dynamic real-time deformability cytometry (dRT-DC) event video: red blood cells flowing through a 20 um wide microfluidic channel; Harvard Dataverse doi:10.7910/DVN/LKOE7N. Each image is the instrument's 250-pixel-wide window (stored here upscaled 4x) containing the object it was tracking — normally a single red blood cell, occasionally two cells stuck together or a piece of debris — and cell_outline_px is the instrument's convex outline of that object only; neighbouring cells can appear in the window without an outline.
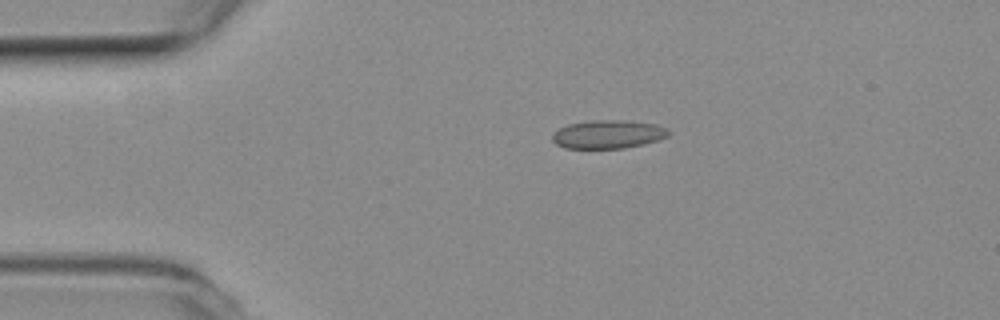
{"species": "common noctule bat (a hibernating species)", "species_latin": "Nyctalus noctula", "temperature_condition": "room temperature", "stored_images_in_passage": 5, "camera_frame_rate_fps": 3000, "um_per_image_px": 0.085, "animal": {"sex": "female", "body_mass_g": 19.3, "forearm_length_mm": 54.1}, "frame": {"image": 1, "passage_image": 3, "time_ms": 0.667, "image_size_px": [1000, 320], "cell_outline_px": [[668, 136], [644, 144], [624, 148], [564, 148], [556, 144], [552, 140], [552, 136], [560, 128], [568, 124], [592, 120], [624, 120], [656, 124], [668, 128]], "centroid_in_image_um": [51.69, 11.41], "position_along_channel_um": 33.3, "area_um2": 19.13}}